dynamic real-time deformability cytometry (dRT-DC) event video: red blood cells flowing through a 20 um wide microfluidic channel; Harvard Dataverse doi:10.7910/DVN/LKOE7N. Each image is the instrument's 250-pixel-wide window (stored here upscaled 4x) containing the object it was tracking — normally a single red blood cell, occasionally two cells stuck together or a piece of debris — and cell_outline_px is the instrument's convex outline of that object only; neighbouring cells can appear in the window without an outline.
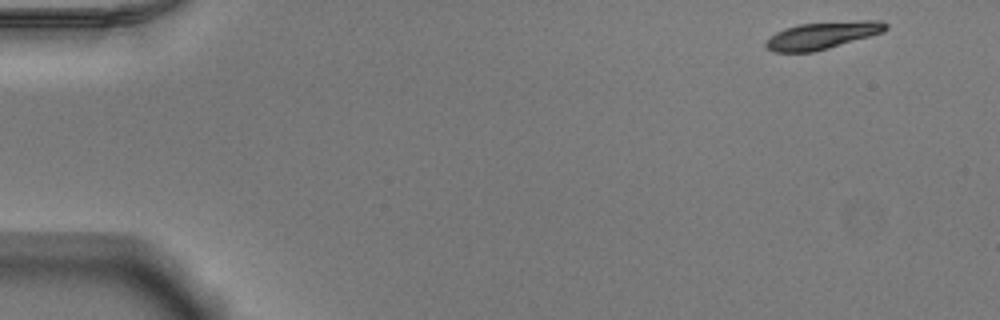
{"species": "Egyptian fruit bat (a non-hibernating species)", "species_latin": "Rousettus aegyptiacus", "temperature_condition": "warm", "stored_images_in_passage": 50, "camera_frame_rate_fps": 3000, "um_per_image_px": 0.085, "animal": {"sex": "male"}, "frame": {"image": 1, "passage_image": 1, "time_ms": 0.0, "image_size_px": [1000, 320], "cell_outline_px": [[888, 28], [884, 32], [828, 48], [812, 52], [772, 52], [764, 44], [776, 32], [784, 28], [800, 24], [864, 20], [880, 20], [888, 24]], "centroid_in_image_um": [69.93, 3.0], "position_along_channel_um": 15.1, "area_um2": 18.84}}
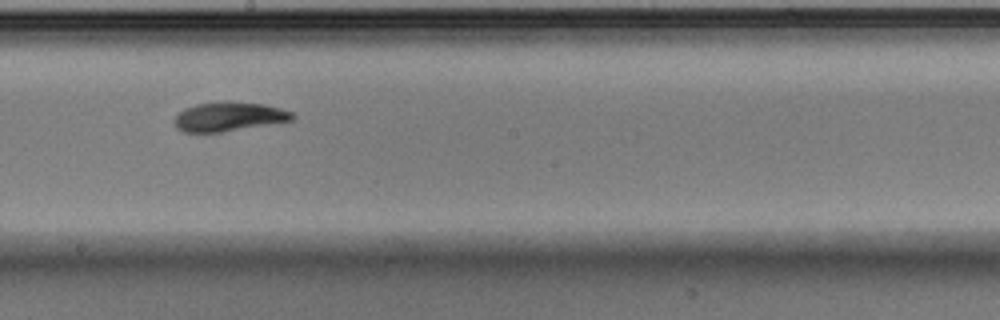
{"frame": {"image": 2, "passage_image": 27, "time_ms": 8.667, "image_size_px": [1000, 320], "cell_outline_px": [[296, 116], [292, 120], [220, 132], [184, 132], [176, 128], [172, 120], [184, 108], [196, 104], [264, 104], [280, 108], [292, 112]], "centroid_in_image_um": [19.42, 9.95], "position_along_channel_um": 228.8, "area_um2": 19.13}}
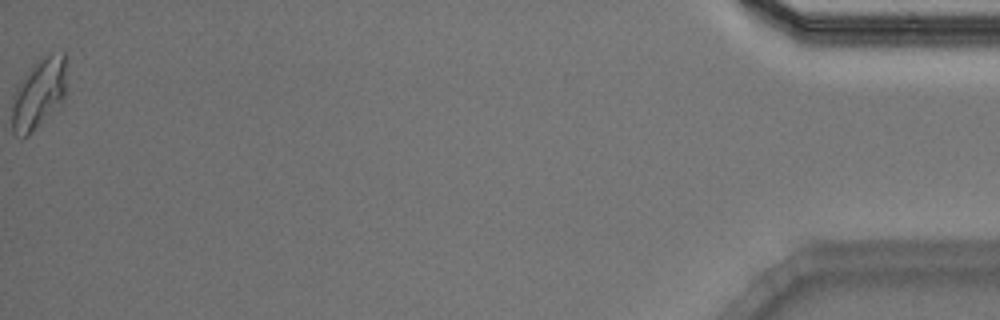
{"frame": {"image": 3, "passage_image": 50, "time_ms": 16.333, "image_size_px": [1000, 320], "cell_outline_px": [[64, 96], [32, 132], [28, 136], [20, 140], [12, 132], [12, 96], [16, 88], [32, 64], [36, 60], [52, 52], [64, 52]], "centroid_in_image_um": [3.21, 7.96], "position_along_channel_um": 432.0, "area_um2": 21.85}, "authors_computed_cell_mechanics": {"area_um2": 19.5942, "velocity_mm_per_s": 3.8797, "shape_relaxation_time_tau1_ms": 3.0162, "shape_relaxation_time_tau2_ms": 1.6792, "deformation_change_tau1": 0.1316, "deformation_change_tau2": 0.0655}}